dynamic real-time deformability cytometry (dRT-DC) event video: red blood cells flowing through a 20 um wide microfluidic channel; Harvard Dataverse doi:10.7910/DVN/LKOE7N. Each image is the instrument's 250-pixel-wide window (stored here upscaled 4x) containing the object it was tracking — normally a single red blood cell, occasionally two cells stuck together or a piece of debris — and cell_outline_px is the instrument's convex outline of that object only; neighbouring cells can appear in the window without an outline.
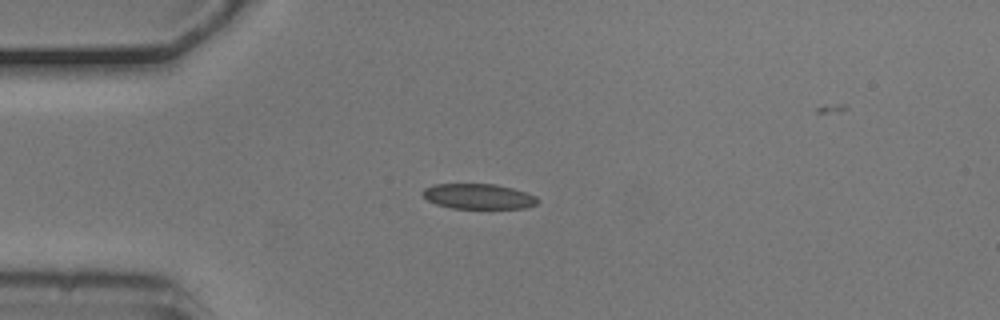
{"species": "common noctule bat (a hibernating species)", "species_latin": "Nyctalus noctula", "temperature_condition": "cold", "stored_images_in_passage": 3, "camera_frame_rate_fps": 3000, "um_per_image_px": 0.085, "animal": {"sex": "male", "body_mass_g": 20.5, "forearm_length_mm": 52.5}, "frame": {"image": 1, "passage_image": 3, "time_ms": 0.667, "image_size_px": [1000, 320], "cell_outline_px": [[540, 200], [536, 204], [528, 208], [452, 208], [436, 204], [428, 200], [420, 192], [424, 188], [432, 184], [496, 184], [528, 192], [536, 196]], "centroid_in_image_um": [40.68, 16.69], "position_along_channel_um": 44.3, "area_um2": 17.05}}